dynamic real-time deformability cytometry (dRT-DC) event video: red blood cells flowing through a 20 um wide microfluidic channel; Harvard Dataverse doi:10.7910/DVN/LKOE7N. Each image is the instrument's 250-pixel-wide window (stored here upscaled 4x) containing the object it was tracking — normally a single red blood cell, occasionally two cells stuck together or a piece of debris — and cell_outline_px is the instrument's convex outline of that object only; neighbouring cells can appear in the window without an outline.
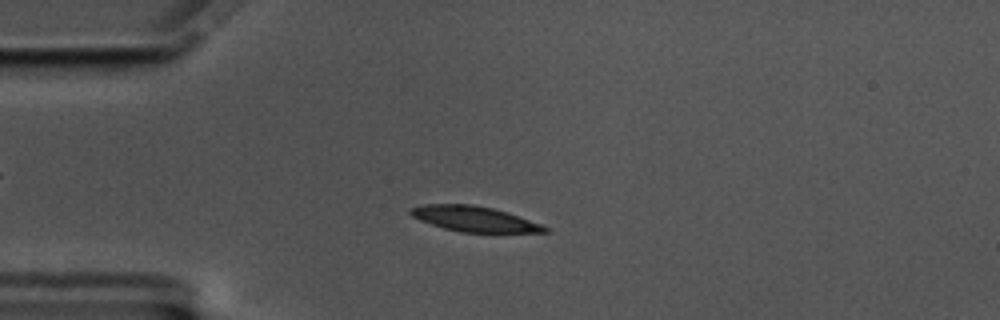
{"species": "common noctule bat (a hibernating species)", "species_latin": "Nyctalus noctula", "temperature_condition": "cold", "stored_images_in_passage": 56, "camera_frame_rate_fps": 3000, "um_per_image_px": 0.085, "animal": {"sex": "male", "body_mass_g": 17.5, "forearm_length_mm": 52.3}, "frame": {"image": 1, "passage_image": 13, "time_ms": 4.0, "image_size_px": [1000, 320], "cell_outline_px": [[552, 232], [460, 232], [444, 228], [420, 220], [412, 216], [408, 212], [412, 208], [420, 204], [472, 204], [492, 208], [508, 212], [552, 228]], "centroid_in_image_um": [40.35, 18.6], "position_along_channel_um": 44.6, "area_um2": 19.83}}
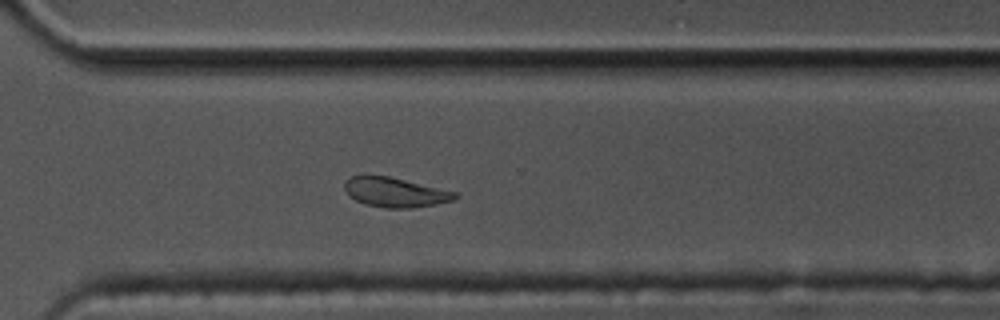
{"frame": {"image": 2, "passage_image": 40, "time_ms": 13.0, "image_size_px": [1000, 320], "cell_outline_px": [[460, 196], [456, 200], [436, 204], [412, 208], [384, 208], [364, 204], [348, 196], [344, 188], [344, 184], [352, 176], [388, 176], [460, 192]], "centroid_in_image_um": [33.67, 16.36], "position_along_channel_um": 336.9, "area_um2": 19.25}}
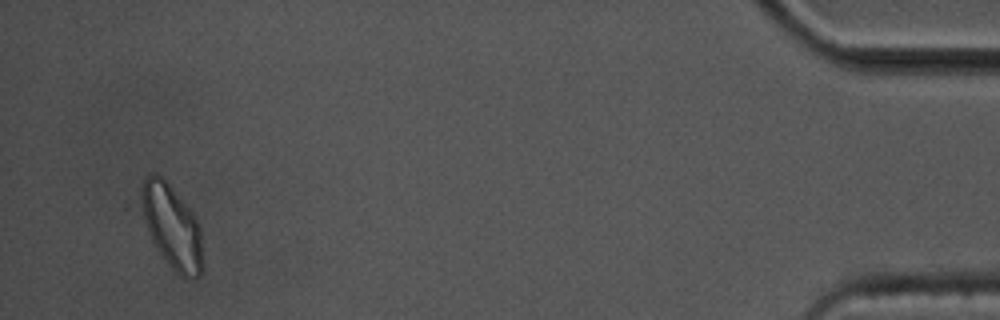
{"frame": {"image": 3, "passage_image": 54, "time_ms": 17.667, "image_size_px": [1000, 320], "cell_outline_px": [[204, 264], [200, 276], [184, 280], [168, 264], [124, 208], [144, 176], [152, 172], [160, 176], [172, 188], [192, 212], [200, 228]], "centroid_in_image_um": [14.28, 19.14], "position_along_channel_um": 420.9, "area_um2": 34.04}, "authors_computed_cell_mechanics": {"area_um2": 20.3456, "velocity_mm_per_s": 3.4587, "shape_relaxation_time_tau1_ms": 4.9502, "shape_relaxation_time_tau2_ms": 2.8399, "deformation_change_tau1": 0.1206, "deformation_change_tau2": 0.0851}}